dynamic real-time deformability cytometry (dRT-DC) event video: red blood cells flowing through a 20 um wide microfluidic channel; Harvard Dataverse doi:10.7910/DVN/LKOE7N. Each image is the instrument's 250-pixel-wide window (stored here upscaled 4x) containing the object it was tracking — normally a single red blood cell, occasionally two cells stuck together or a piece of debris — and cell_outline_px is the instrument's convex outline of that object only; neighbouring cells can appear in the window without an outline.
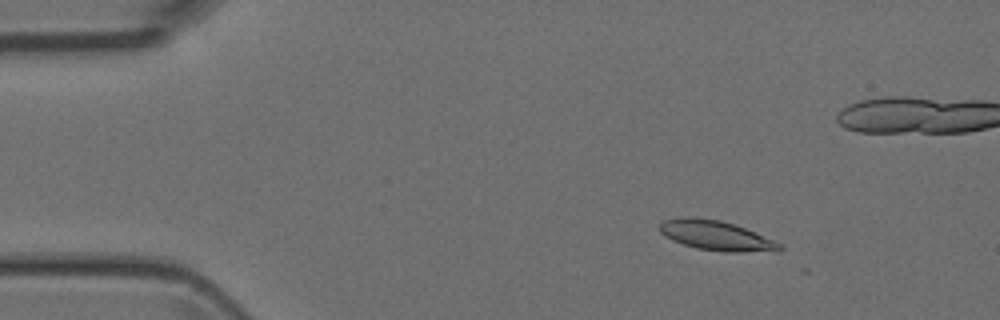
{"species": "Egyptian fruit bat (a non-hibernating species)", "species_latin": "Rousettus aegyptiacus", "temperature_condition": "room temperature", "stored_images_in_passage": 3, "camera_frame_rate_fps": 3000, "um_per_image_px": 0.085, "animal": {"sex": "female"}, "frame": {"image": 1, "passage_image": 2, "time_ms": 0.333, "image_size_px": [1000, 320], "cell_outline_px": [[784, 248], [780, 252], [724, 252], [696, 248], [672, 240], [664, 236], [660, 232], [660, 224], [664, 220], [684, 216], [692, 216], [720, 220], [744, 228], [772, 240], [780, 244]], "centroid_in_image_um": [60.87, 20.03], "position_along_channel_um": 24.1, "area_um2": 20.81}}